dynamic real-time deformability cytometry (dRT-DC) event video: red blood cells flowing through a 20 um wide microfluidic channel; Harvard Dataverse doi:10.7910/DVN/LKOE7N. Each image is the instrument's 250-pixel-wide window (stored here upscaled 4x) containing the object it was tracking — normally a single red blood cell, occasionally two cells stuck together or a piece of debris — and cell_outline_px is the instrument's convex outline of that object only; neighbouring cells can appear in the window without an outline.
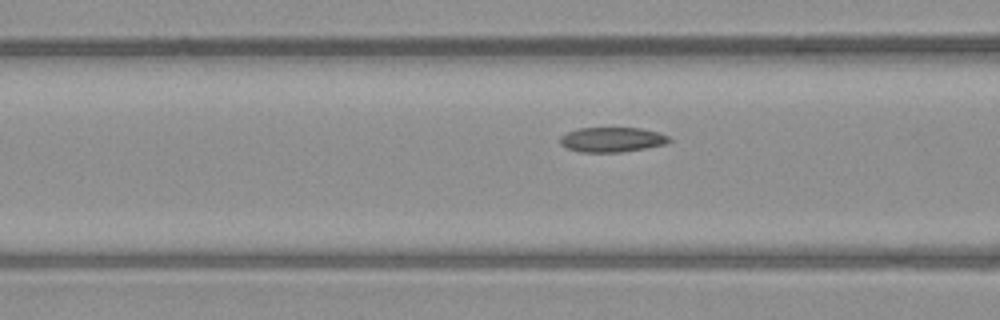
{"species": "common noctule bat (a hibernating species)", "species_latin": "Nyctalus noctula", "temperature_condition": "warm", "stored_images_in_passage": 26, "camera_frame_rate_fps": 3000, "um_per_image_px": 0.085, "animal": {"sex": "male", "body_mass_g": 23.1, "forearm_length_mm": 52.7}, "frame": {"image": 1, "passage_image": 8, "time_ms": 2.333, "image_size_px": [1000, 320], "cell_outline_px": [[664, 140], [656, 144], [636, 148], [572, 148], [564, 140], [576, 132], [592, 128], [628, 128], [648, 132], [660, 136]], "centroid_in_image_um": [52.05, 11.78], "position_along_channel_um": 114.6, "area_um2": 11.56}}
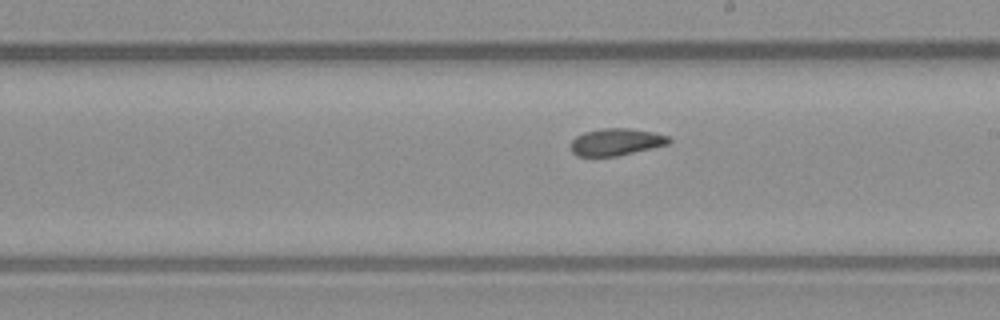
{"frame": {"image": 2, "passage_image": 17, "time_ms": 5.333, "image_size_px": [1000, 320], "cell_outline_px": [[668, 140], [660, 144], [624, 152], [604, 156], [584, 156], [576, 152], [572, 148], [572, 144], [576, 140], [592, 132], [636, 132], [660, 136]], "centroid_in_image_um": [52.2, 12.15], "position_along_channel_um": 236.8, "area_um2": 11.73}}
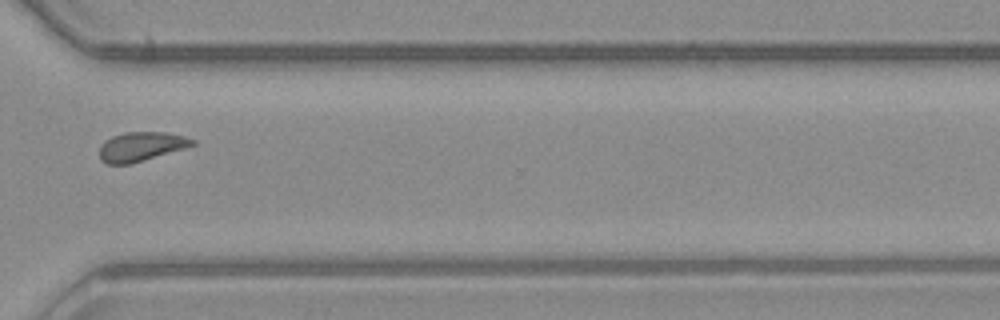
{"frame": {"image": 3, "passage_image": 26, "time_ms": 8.333, "image_size_px": [1000, 320], "cell_outline_px": [[192, 144], [124, 164], [112, 164], [104, 160], [100, 152], [104, 144], [120, 136], [172, 136], [188, 140]], "centroid_in_image_um": [11.82, 12.56], "position_along_channel_um": 358.8, "area_um2": 12.14}}